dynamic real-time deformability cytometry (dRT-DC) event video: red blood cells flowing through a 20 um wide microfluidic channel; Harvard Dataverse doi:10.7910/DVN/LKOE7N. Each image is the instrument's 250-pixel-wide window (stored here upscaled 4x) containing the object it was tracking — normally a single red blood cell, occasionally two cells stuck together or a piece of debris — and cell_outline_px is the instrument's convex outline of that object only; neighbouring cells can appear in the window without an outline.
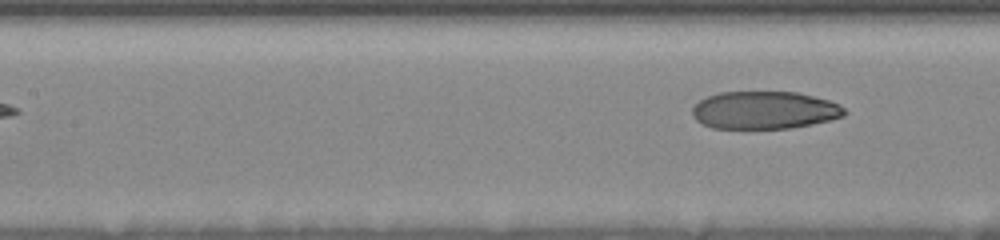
{"species": "human", "species_latin": "Homo sapiens", "temperature_condition": "room temperature", "stored_images_in_passage": 7, "segment_of_instrument_passage": [2, 2], "camera_frame_rate_fps": 3000, "um_per_image_px": 0.085, "donor": {"sex": "female"}, "frame": {"image": 1, "passage_image": 7, "time_ms": 5.0, "image_size_px": [1000, 240], "cell_outline_px": [[848, 112], [844, 116], [832, 120], [792, 128], [712, 128], [696, 120], [692, 116], [692, 108], [700, 100], [708, 96], [720, 92], [796, 92], [828, 100], [840, 104]], "centroid_in_image_um": [65.0, 9.37], "position_along_channel_um": 142.4, "area_um2": 33.47}}